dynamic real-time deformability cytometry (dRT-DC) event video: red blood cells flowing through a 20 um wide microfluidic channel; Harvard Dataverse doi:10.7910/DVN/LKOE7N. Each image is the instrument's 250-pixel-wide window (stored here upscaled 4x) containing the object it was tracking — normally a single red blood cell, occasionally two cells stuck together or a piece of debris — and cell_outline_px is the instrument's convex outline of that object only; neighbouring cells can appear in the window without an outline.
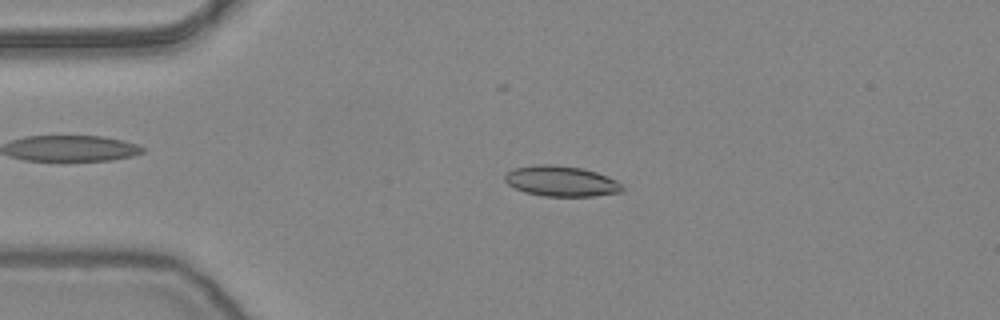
{"species": "common noctule bat (a hibernating species)", "species_latin": "Nyctalus noctula", "temperature_condition": "warm", "stored_images_in_passage": 52, "camera_frame_rate_fps": 3000, "um_per_image_px": 0.085, "animal": {"sex": "female", "body_mass_g": 24.6, "forearm_length_mm": 56.2}, "frame": {"image": 1, "passage_image": 11, "time_ms": 3.333, "image_size_px": [1000, 320], "cell_outline_px": [[624, 188], [620, 192], [592, 196], [544, 196], [524, 192], [508, 184], [504, 180], [504, 176], [512, 168], [536, 164], [552, 164], [584, 168], [596, 172], [616, 180]], "centroid_in_image_um": [47.67, 15.39], "position_along_channel_um": 37.3, "area_um2": 20.87}}
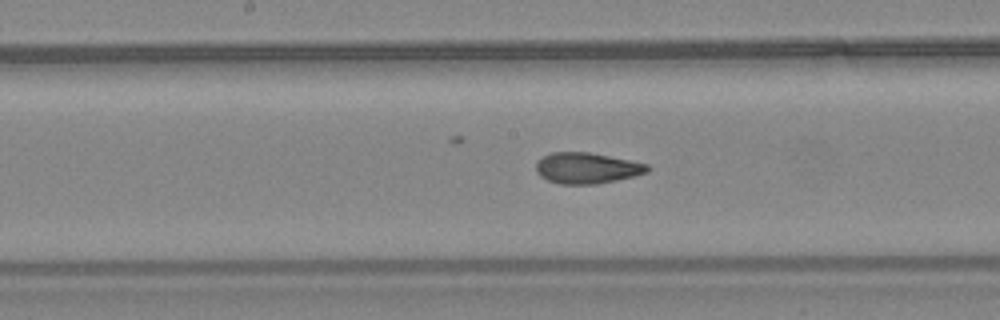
{"frame": {"image": 2, "passage_image": 26, "time_ms": 8.333, "image_size_px": [1000, 320], "cell_outline_px": [[652, 168], [648, 172], [616, 180], [596, 184], [560, 184], [548, 180], [540, 176], [536, 172], [536, 160], [552, 152], [588, 152], [648, 164]], "centroid_in_image_um": [49.86, 14.29], "position_along_channel_um": 198.3, "area_um2": 20.0}}
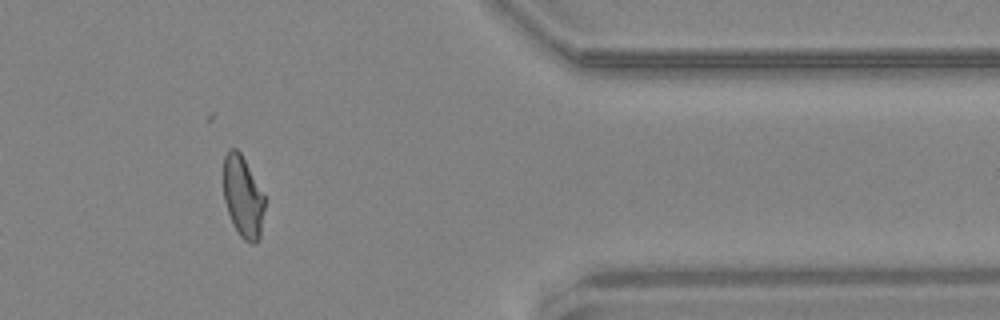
{"frame": {"image": 3, "passage_image": 43, "time_ms": 14.0, "image_size_px": [1000, 320], "cell_outline_px": [[264, 208], [260, 240], [252, 244], [248, 244], [240, 236], [232, 224], [224, 200], [224, 156], [228, 148], [236, 148], [240, 152], [264, 196]], "centroid_in_image_um": [20.64, 16.77], "position_along_channel_um": 390.8, "area_um2": 19.48}, "authors_computed_cell_mechanics": {"area_um2": 20.23, "velocity_mm_per_s": 3.8461, "shape_relaxation_time_tau1_ms": 7.5923, "shape_relaxation_time_tau2_ms": 1.4837, "deformation_change_tau1": 0.1996, "deformation_change_tau2": 0.0581}}